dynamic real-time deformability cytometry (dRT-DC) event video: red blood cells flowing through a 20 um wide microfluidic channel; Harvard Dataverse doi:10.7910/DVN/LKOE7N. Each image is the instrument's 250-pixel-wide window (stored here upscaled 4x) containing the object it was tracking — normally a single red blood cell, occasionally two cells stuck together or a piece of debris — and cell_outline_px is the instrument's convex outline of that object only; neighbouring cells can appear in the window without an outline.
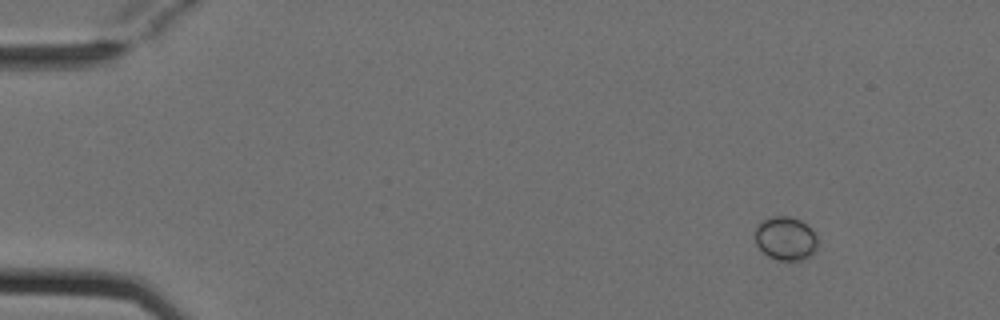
{"species": "Egyptian fruit bat (a non-hibernating species)", "species_latin": "Rousettus aegyptiacus", "temperature_condition": "cold", "stored_images_in_passage": 4, "camera_frame_rate_fps": 3000, "um_per_image_px": 0.085, "animal": {"sex": "female"}, "frame": {"image": 1, "passage_image": 1, "time_ms": 0.0, "image_size_px": [1000, 320], "cell_outline_px": [[816, 244], [812, 256], [800, 260], [780, 260], [768, 256], [756, 244], [756, 224], [760, 220], [772, 216], [792, 216], [800, 220], [812, 228], [816, 236]], "centroid_in_image_um": [66.77, 20.24], "position_along_channel_um": 18.2, "area_um2": 15.95}}
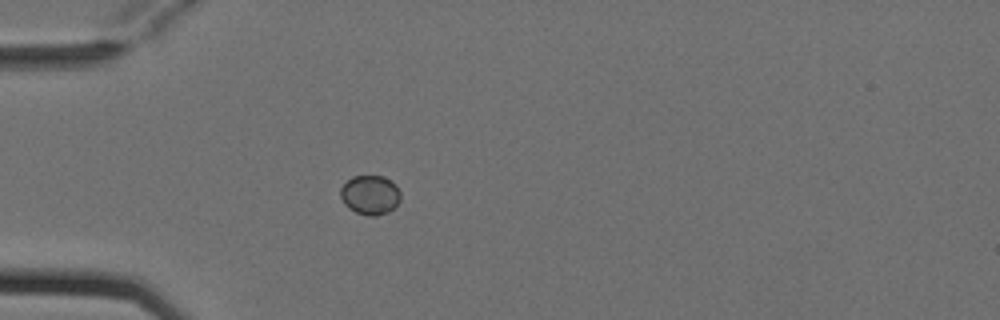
{"frame": {"image": 2, "passage_image": 4, "time_ms": 1.0, "image_size_px": [1000, 320], "cell_outline_px": [[400, 200], [388, 212], [376, 216], [368, 216], [356, 212], [348, 208], [344, 204], [340, 196], [340, 188], [352, 176], [384, 176], [396, 184], [400, 192]], "centroid_in_image_um": [31.45, 16.56], "position_along_channel_um": 53.6, "area_um2": 13.81}}